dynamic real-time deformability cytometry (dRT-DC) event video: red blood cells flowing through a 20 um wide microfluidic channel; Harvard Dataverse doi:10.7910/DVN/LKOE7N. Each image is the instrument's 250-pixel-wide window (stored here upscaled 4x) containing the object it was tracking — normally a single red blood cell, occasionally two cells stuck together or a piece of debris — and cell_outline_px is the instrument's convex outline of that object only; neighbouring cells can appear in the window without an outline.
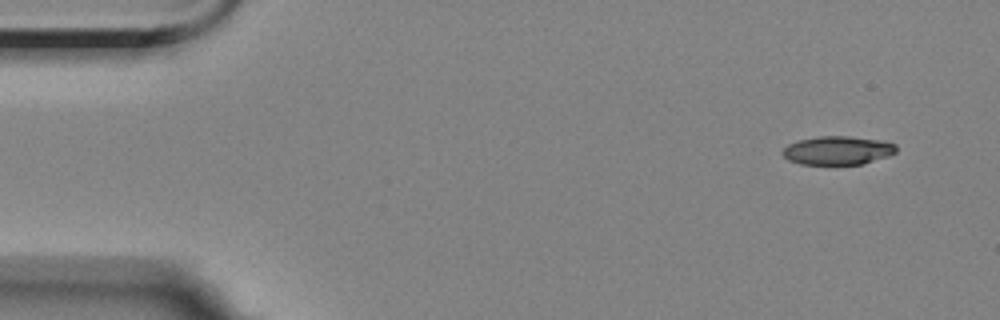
{"species": "Egyptian fruit bat (a non-hibernating species)", "species_latin": "Rousettus aegyptiacus", "temperature_condition": "room temperature", "stored_images_in_passage": 5, "camera_frame_rate_fps": 3000, "um_per_image_px": 0.085, "animal": {"sex": "female"}, "frame": {"image": 1, "passage_image": 1, "time_ms": 0.0, "image_size_px": [1000, 320], "cell_outline_px": [[896, 152], [888, 156], [860, 164], [800, 164], [788, 160], [780, 152], [788, 144], [800, 140], [820, 136], [848, 136], [880, 140], [896, 144]], "centroid_in_image_um": [71.18, 12.78], "position_along_channel_um": 13.8, "area_um2": 18.79}}
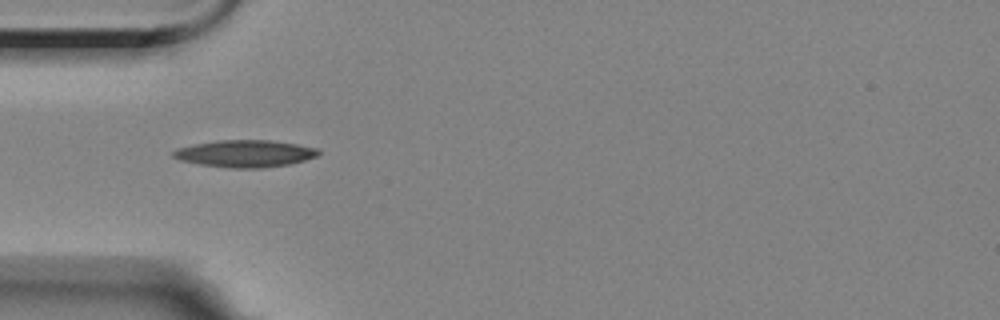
{"frame": {"image": 2, "passage_image": 4, "time_ms": 4.333, "image_size_px": [1000, 320], "cell_outline_px": [[320, 152], [316, 156], [304, 160], [288, 164], [264, 168], [232, 168], [200, 164], [180, 160], [172, 156], [172, 152], [176, 148], [192, 144], [216, 140], [272, 140], [320, 148]], "centroid_in_image_um": [20.82, 13.04], "position_along_channel_um": 64.2, "area_um2": 23.0}}
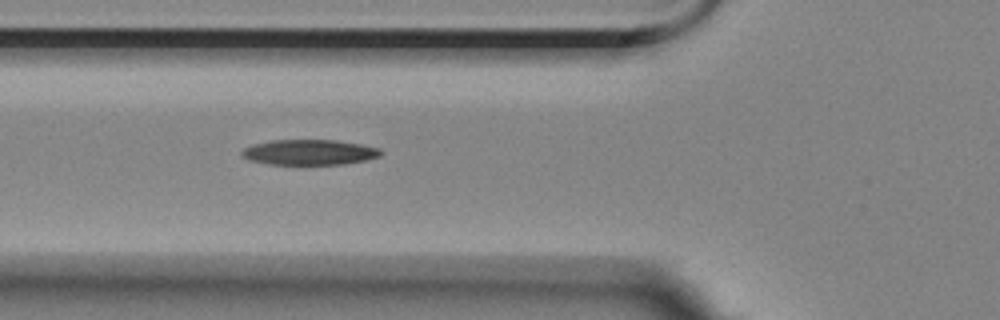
{"frame": {"image": 3, "passage_image": 5, "time_ms": 5.333, "image_size_px": [1000, 320], "cell_outline_px": [[384, 152], [380, 156], [364, 160], [344, 164], [268, 164], [248, 160], [240, 156], [240, 152], [244, 148], [252, 144], [272, 140], [336, 140], [360, 144], [380, 148]], "centroid_in_image_um": [26.26, 12.94], "position_along_channel_um": 99.5, "area_um2": 20.63}}